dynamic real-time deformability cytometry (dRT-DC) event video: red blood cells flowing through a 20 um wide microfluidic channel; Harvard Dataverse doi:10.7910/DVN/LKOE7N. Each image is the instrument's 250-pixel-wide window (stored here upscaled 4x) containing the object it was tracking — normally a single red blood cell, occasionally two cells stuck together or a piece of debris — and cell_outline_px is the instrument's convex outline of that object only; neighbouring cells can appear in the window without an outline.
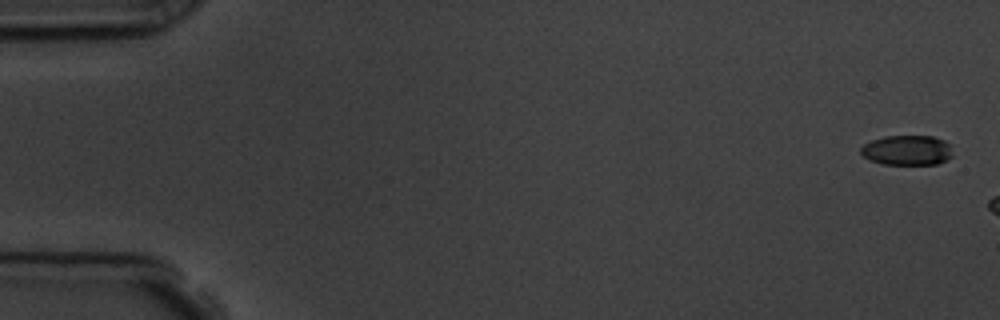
{"species": "common noctule bat (a hibernating species)", "species_latin": "Nyctalus noctula", "temperature_condition": "room temperature", "stored_images_in_passage": 3, "camera_frame_rate_fps": 3000, "um_per_image_px": 0.085, "animal": {"sex": "male", "body_mass_g": 19.5, "forearm_length_mm": 54.6}, "frame": {"image": 1, "passage_image": 1, "time_ms": 0.0, "image_size_px": [1000, 320], "cell_outline_px": [[952, 156], [948, 160], [936, 164], [884, 164], [868, 160], [860, 152], [860, 148], [864, 144], [872, 140], [884, 136], [932, 136], [944, 140], [948, 144]], "centroid_in_image_um": [77.08, 12.77], "position_along_channel_um": 7.9, "area_um2": 16.01}}